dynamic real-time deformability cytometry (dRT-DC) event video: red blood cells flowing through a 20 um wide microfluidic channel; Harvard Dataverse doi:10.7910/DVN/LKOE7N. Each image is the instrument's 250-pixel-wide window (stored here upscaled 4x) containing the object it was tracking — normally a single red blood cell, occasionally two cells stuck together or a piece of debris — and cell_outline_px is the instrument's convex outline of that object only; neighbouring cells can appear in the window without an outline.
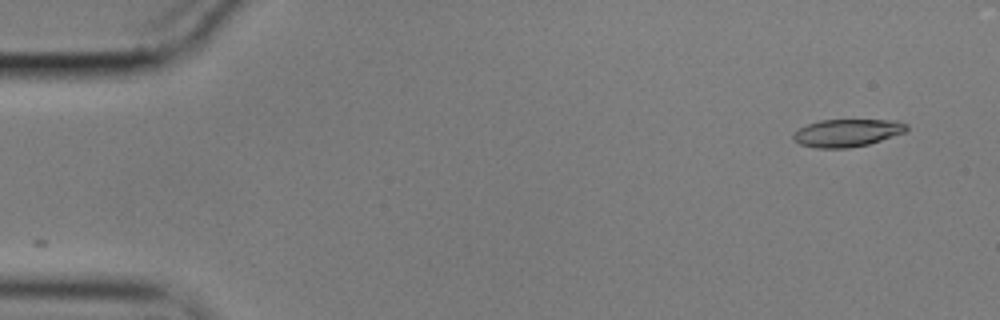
{"species": "common noctule bat (a hibernating species)", "species_latin": "Nyctalus noctula", "temperature_condition": "cold", "stored_images_in_passage": 18, "camera_frame_rate_fps": 3000, "um_per_image_px": 0.085, "animal": {"sex": "male", "body_mass_g": 17.9}, "frame": {"image": 1, "passage_image": 1, "time_ms": 0.0, "image_size_px": [1000, 320], "cell_outline_px": [[908, 128], [904, 132], [868, 144], [848, 148], [816, 148], [800, 144], [792, 140], [792, 132], [808, 124], [820, 120], [896, 120], [908, 124]], "centroid_in_image_um": [71.96, 11.29], "position_along_channel_um": 13.0, "area_um2": 18.21}}